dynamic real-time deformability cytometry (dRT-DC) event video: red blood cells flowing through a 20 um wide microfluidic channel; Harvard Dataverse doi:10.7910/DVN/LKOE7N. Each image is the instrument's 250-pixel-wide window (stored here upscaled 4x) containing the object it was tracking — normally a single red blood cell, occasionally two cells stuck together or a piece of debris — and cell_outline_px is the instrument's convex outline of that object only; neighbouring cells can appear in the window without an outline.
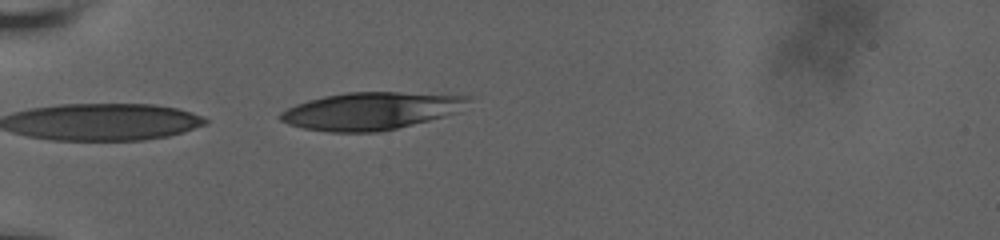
{"species": "human", "species_latin": "Homo sapiens", "temperature_condition": "room temperature", "stored_images_in_passage": 9, "camera_frame_rate_fps": 3000, "um_per_image_px": 0.085, "donor": {"sex": "male"}, "frame": {"image": 1, "passage_image": 9, "time_ms": 6.333, "image_size_px": [1000, 240], "cell_outline_px": [[472, 96], [456, 112], [444, 116], [380, 132], [328, 132], [304, 128], [288, 124], [280, 120], [276, 116], [280, 112], [296, 104], [308, 100], [324, 96], [348, 92], [400, 92]], "centroid_in_image_um": [31.45, 9.43], "position_along_channel_um": 53.6, "area_um2": 40.69}}